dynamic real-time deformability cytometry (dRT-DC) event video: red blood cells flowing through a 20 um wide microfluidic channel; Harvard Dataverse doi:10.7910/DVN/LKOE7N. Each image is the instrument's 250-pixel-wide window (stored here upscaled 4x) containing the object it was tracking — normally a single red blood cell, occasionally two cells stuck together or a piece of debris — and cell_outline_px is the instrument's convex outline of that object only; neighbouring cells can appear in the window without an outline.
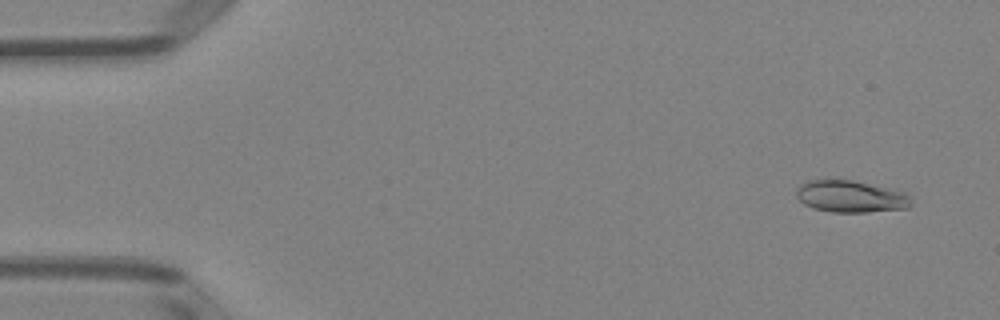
{"species": "Egyptian fruit bat (a non-hibernating species)", "species_latin": "Rousettus aegyptiacus", "temperature_condition": "room temperature", "stored_images_in_passage": 50, "camera_frame_rate_fps": 3000, "um_per_image_px": 0.085, "animal": {"sex": "female"}, "frame": {"image": 1, "passage_image": 3, "time_ms": 0.667, "image_size_px": [1000, 320], "cell_outline_px": [[912, 204], [908, 208], [868, 212], [832, 212], [812, 208], [804, 204], [796, 196], [796, 188], [800, 184], [808, 180], [852, 180], [896, 188], [912, 196]], "centroid_in_image_um": [72.36, 16.69], "position_along_channel_um": 12.6, "area_um2": 21.79}}
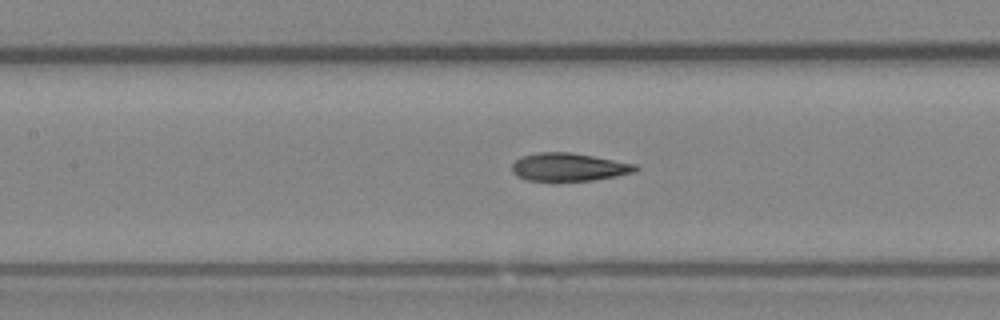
{"frame": {"image": 2, "passage_image": 23, "time_ms": 7.333, "image_size_px": [1000, 320], "cell_outline_px": [[640, 168], [636, 172], [616, 176], [592, 180], [556, 184], [524, 180], [516, 176], [512, 172], [512, 164], [520, 156], [540, 152], [568, 152], [592, 156], [636, 164]], "centroid_in_image_um": [48.29, 14.25], "position_along_channel_um": 159.1, "area_um2": 21.04}}
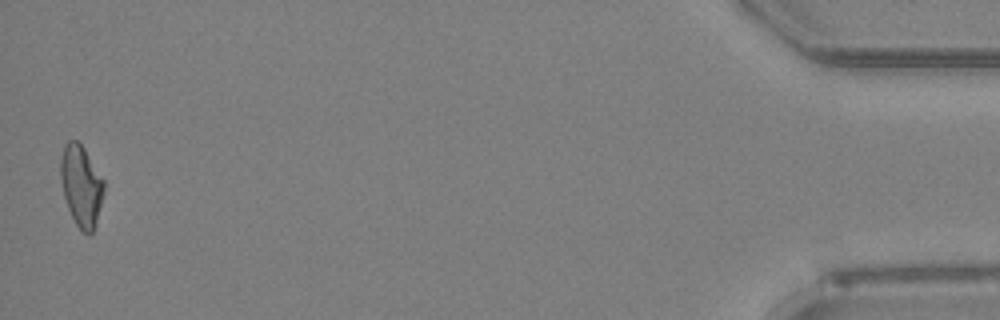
{"frame": {"image": 3, "passage_image": 50, "time_ms": 16.333, "image_size_px": [1000, 320], "cell_outline_px": [[104, 192], [96, 220], [92, 232], [88, 236], [80, 232], [68, 208], [64, 196], [60, 180], [60, 160], [64, 144], [68, 140], [76, 140], [84, 148], [104, 180]], "centroid_in_image_um": [6.88, 15.79], "position_along_channel_um": 428.3, "area_um2": 20.46}, "authors_computed_cell_mechanics": {"area_um2": 20.6635, "velocity_mm_per_s": 4.0069, "shape_relaxation_time_tau1_ms": 8.0653, "shape_relaxation_time_tau2_ms": 1.7346, "deformation_change_tau1": 0.2158, "deformation_change_tau2": 0.089}}